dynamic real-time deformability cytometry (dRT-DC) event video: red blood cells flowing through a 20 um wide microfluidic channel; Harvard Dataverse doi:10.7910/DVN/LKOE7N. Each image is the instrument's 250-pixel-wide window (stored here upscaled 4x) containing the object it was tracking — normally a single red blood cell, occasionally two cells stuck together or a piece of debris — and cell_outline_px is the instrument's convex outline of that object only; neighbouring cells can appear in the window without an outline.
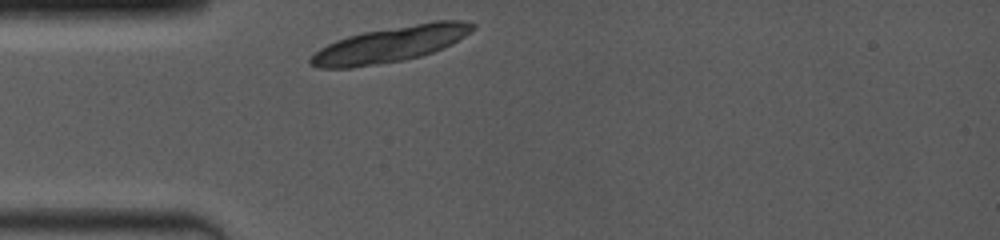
{"species": "common noctule bat (a hibernating species)", "species_latin": "Nyctalus noctula", "temperature_condition": "room temperature", "stored_images_in_passage": 2, "camera_frame_rate_fps": 4000, "um_per_image_px": 0.085, "animal": {"sex": "female", "body_mass_g": 19.0, "forearm_length_mm": 53.3}, "frame": {"image": 1, "passage_image": 1, "time_ms": 0.0, "image_size_px": [1000, 240], "cell_outline_px": [[476, 28], [452, 44], [444, 48], [420, 56], [404, 60], [352, 68], [316, 68], [308, 64], [308, 60], [320, 48], [336, 40], [348, 36], [364, 32], [432, 20], [464, 20], [476, 24]], "centroid_in_image_um": [33.2, 3.76], "position_along_channel_um": 51.8, "area_um2": 33.87}}